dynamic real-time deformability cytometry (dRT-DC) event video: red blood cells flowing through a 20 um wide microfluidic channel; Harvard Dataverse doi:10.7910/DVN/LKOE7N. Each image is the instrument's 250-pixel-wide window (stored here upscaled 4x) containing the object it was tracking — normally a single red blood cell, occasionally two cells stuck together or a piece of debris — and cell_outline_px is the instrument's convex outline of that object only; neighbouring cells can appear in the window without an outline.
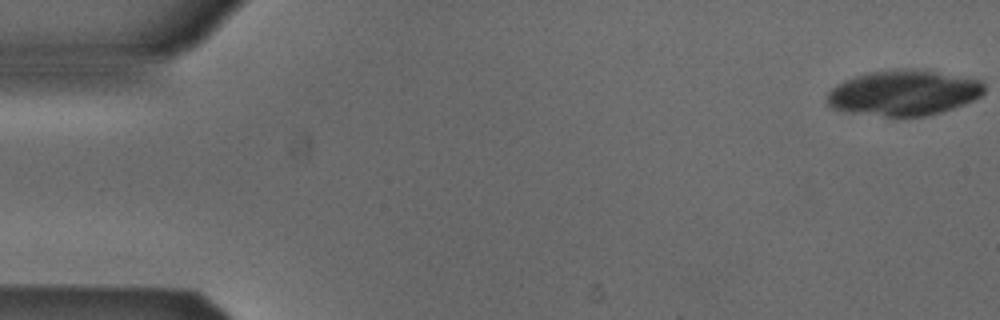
{"species": "Egyptian fruit bat (a non-hibernating species)", "species_latin": "Rousettus aegyptiacus", "temperature_condition": "cold", "stored_images_in_passage": 13, "camera_frame_rate_fps": 3000, "um_per_image_px": 0.085, "animal": {"sex": "male"}, "frame": {"image": 1, "passage_image": 1, "time_ms": 0.0, "image_size_px": [1000, 320], "cell_outline_px": [[984, 92], [980, 96], [964, 104], [928, 116], [884, 116], [844, 112], [828, 108], [828, 92], [836, 84], [844, 80], [856, 76], [872, 72], [896, 68], [912, 68], [984, 80]], "centroid_in_image_um": [76.79, 7.89], "position_along_channel_um": 8.2, "area_um2": 41.79}}